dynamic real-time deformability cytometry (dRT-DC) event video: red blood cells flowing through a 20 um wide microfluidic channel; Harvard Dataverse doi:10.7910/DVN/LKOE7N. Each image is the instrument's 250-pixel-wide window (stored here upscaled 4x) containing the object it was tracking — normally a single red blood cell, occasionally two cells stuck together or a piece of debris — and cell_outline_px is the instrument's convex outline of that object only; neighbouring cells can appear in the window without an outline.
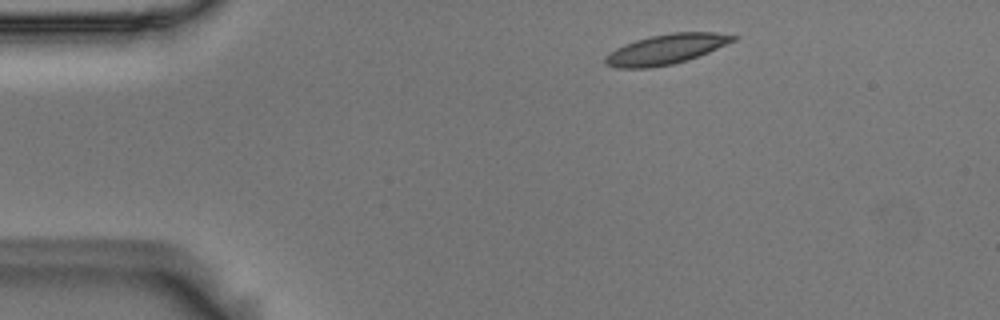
{"species": "Egyptian fruit bat (a non-hibernating species)", "species_latin": "Rousettus aegyptiacus", "temperature_condition": "room temperature", "stored_images_in_passage": 7, "camera_frame_rate_fps": 3000, "um_per_image_px": 0.085, "animal": {"sex": "male"}, "frame": {"image": 1, "passage_image": 1, "time_ms": 0.0, "image_size_px": [1000, 320], "cell_outline_px": [[740, 36], [736, 40], [708, 52], [688, 60], [672, 64], [648, 68], [616, 68], [604, 64], [604, 56], [608, 52], [624, 44], [648, 36], [672, 32], [716, 32]], "centroid_in_image_um": [56.59, 4.18], "position_along_channel_um": 28.4, "area_um2": 22.54}}
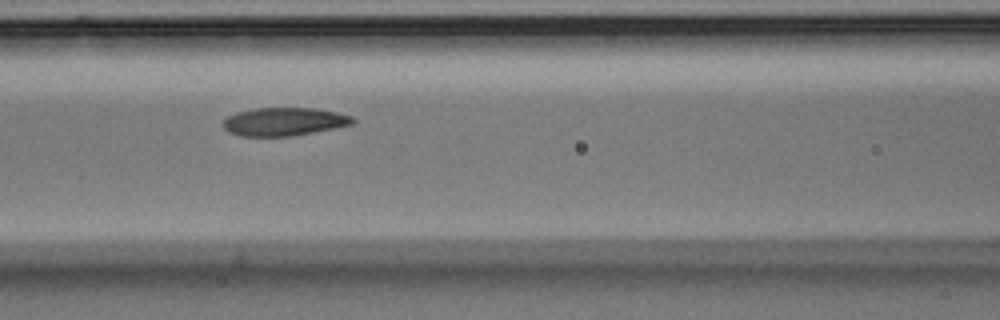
{"frame": {"image": 2, "passage_image": 4, "time_ms": 1.0, "image_size_px": [1000, 320], "cell_outline_px": [[356, 120], [352, 124], [292, 136], [240, 136], [228, 132], [224, 128], [224, 120], [228, 116], [236, 112], [256, 108], [316, 108], [336, 112], [352, 116]], "centroid_in_image_um": [24.13, 10.33], "position_along_channel_um": 142.5, "area_um2": 21.15}}
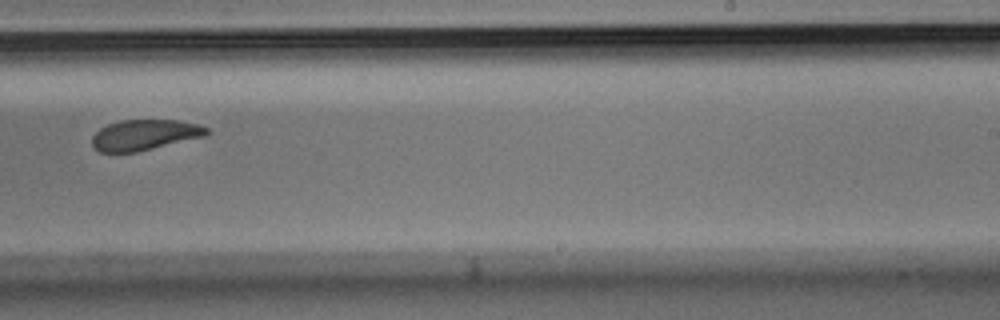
{"frame": {"image": 3, "passage_image": 7, "time_ms": 2.0, "image_size_px": [1000, 320], "cell_outline_px": [[212, 132], [208, 136], [136, 152], [100, 152], [92, 144], [92, 136], [100, 128], [108, 124], [120, 120], [176, 120], [196, 124], [208, 128]], "centroid_in_image_um": [12.34, 11.46], "position_along_channel_um": 276.7, "area_um2": 20.52}}